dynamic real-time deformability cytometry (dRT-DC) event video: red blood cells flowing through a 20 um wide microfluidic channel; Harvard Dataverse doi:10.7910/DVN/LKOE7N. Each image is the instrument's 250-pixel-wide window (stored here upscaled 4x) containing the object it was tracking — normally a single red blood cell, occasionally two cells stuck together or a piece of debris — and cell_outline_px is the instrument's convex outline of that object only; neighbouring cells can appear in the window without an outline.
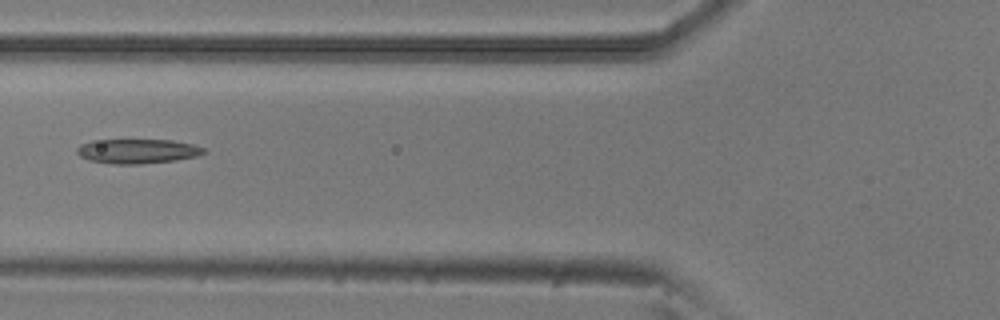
{"species": "common noctule bat (a hibernating species)", "species_latin": "Nyctalus noctula", "temperature_condition": "room temperature", "stored_images_in_passage": 5, "camera_frame_rate_fps": 3000, "um_per_image_px": 0.085, "animal": {"sex": "male", "body_mass_g": 20.5, "forearm_length_mm": 52.5}, "frame": {"image": 1, "passage_image": 5, "time_ms": 1.333, "image_size_px": [1000, 320], "cell_outline_px": [[208, 152], [200, 156], [176, 160], [140, 164], [112, 164], [88, 160], [80, 156], [76, 152], [76, 148], [80, 144], [92, 140], [172, 140], [192, 144], [204, 148]], "centroid_in_image_um": [11.69, 12.85], "position_along_channel_um": 114.1, "area_um2": 18.32}}